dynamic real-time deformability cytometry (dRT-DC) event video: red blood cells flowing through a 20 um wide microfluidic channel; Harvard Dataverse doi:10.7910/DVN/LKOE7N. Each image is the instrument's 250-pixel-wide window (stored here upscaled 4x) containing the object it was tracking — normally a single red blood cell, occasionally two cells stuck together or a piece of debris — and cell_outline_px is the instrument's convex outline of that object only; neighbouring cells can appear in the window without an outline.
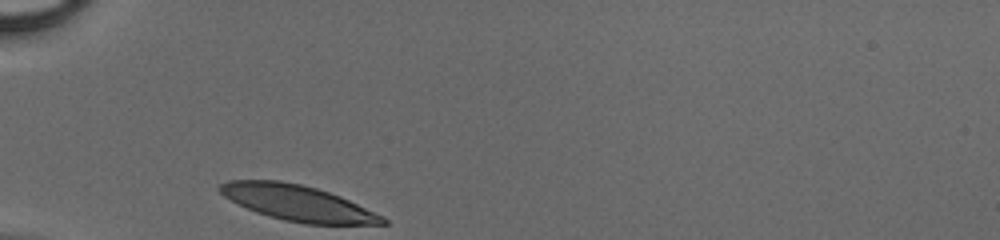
{"species": "human", "species_latin": "Homo sapiens", "temperature_condition": "cold", "stored_images_in_passage": 26, "camera_frame_rate_fps": 3000, "um_per_image_px": 0.085, "donor": {"sex": "male"}, "frame": {"image": 1, "passage_image": 1, "time_ms": 0.0, "image_size_px": [1000, 240], "cell_outline_px": [[388, 224], [304, 224], [284, 220], [268, 216], [256, 212], [224, 196], [220, 192], [220, 184], [228, 180], [280, 180], [300, 184], [316, 188], [340, 196], [384, 216], [388, 220]], "centroid_in_image_um": [25.34, 17.26], "position_along_channel_um": 59.7, "area_um2": 33.52}}
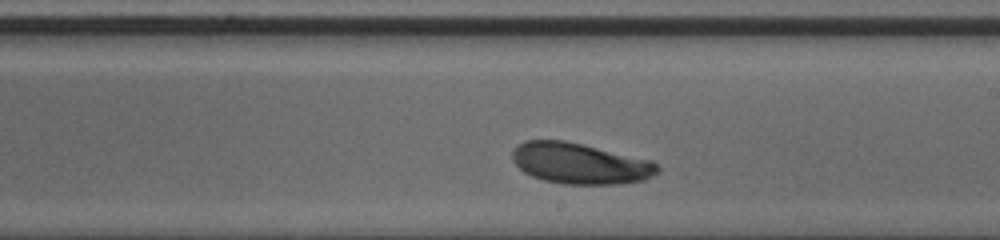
{"frame": {"image": 2, "passage_image": 15, "time_ms": 4.667, "image_size_px": [1000, 240], "cell_outline_px": [[660, 168], [652, 176], [644, 180], [620, 184], [564, 184], [544, 180], [532, 176], [524, 172], [512, 160], [512, 148], [516, 144], [524, 140], [564, 140], [652, 160]], "centroid_in_image_um": [49.27, 13.88], "position_along_channel_um": 239.7, "area_um2": 34.68}}
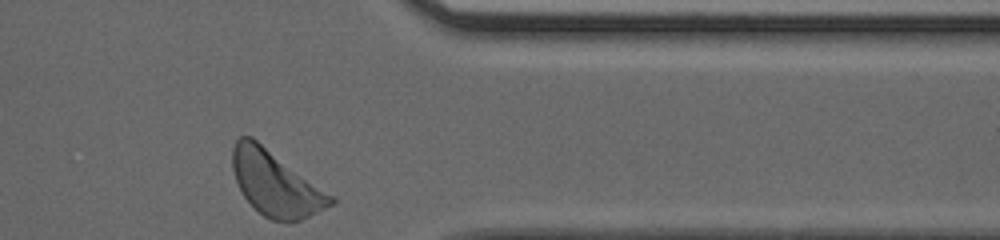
{"frame": {"image": 3, "passage_image": 26, "time_ms": 8.333, "image_size_px": [1000, 240], "cell_outline_px": [[336, 200], [332, 204], [300, 220], [288, 224], [272, 220], [264, 216], [244, 196], [236, 180], [232, 168], [232, 148], [236, 140], [240, 136], [252, 136], [332, 196]], "centroid_in_image_um": [23.39, 15.59], "position_along_channel_um": 388.0, "area_um2": 36.41}}